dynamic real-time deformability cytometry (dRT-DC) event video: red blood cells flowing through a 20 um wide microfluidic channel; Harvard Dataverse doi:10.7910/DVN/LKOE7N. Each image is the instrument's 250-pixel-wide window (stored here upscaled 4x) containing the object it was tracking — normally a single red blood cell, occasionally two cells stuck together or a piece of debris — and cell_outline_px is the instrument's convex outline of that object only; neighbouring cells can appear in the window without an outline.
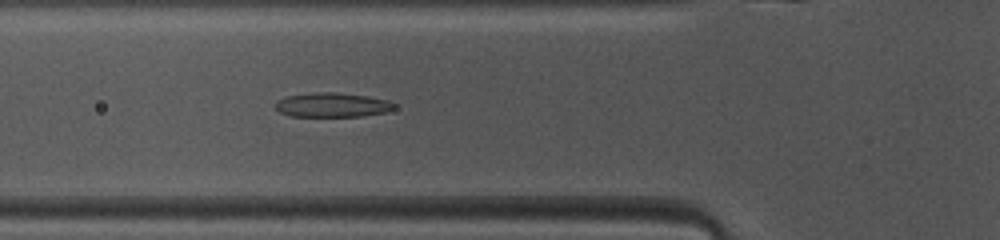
{"species": "common noctule bat (a hibernating species)", "species_latin": "Nyctalus noctula", "temperature_condition": "warm", "stored_images_in_passage": 44, "camera_frame_rate_fps": 3000, "um_per_image_px": 0.085, "animal": {"sex": "female", "body_mass_g": 10.0, "forearm_length_mm": 53.1}, "frame": {"image": 1, "passage_image": 12, "time_ms": 3.667, "image_size_px": [1000, 240], "cell_outline_px": [[396, 108], [384, 112], [364, 116], [288, 116], [280, 112], [276, 108], [276, 100], [284, 96], [316, 92], [336, 92], [368, 96], [388, 100], [396, 104]], "centroid_in_image_um": [28.23, 8.91], "position_along_channel_um": 97.6, "area_um2": 16.99}}
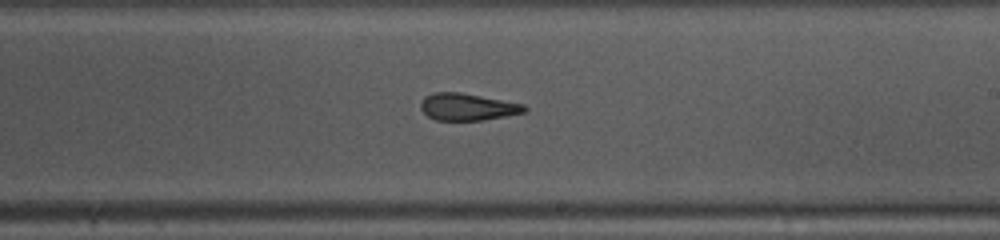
{"frame": {"image": 2, "passage_image": 23, "time_ms": 7.333, "image_size_px": [1000, 240], "cell_outline_px": [[528, 112], [484, 120], [436, 120], [428, 116], [420, 108], [420, 104], [424, 96], [432, 92], [460, 92], [524, 104], [528, 108]], "centroid_in_image_um": [39.75, 9.08], "position_along_channel_um": 249.2, "area_um2": 16.47}}
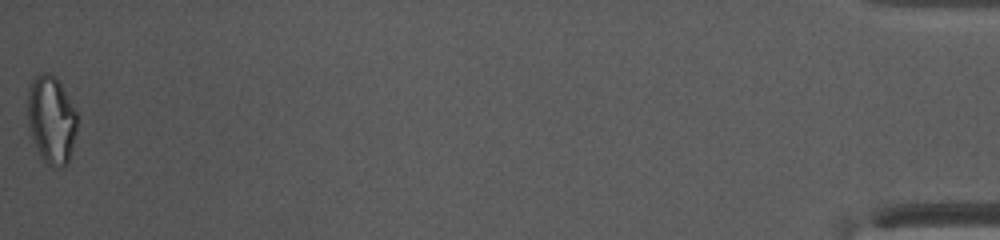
{"frame": {"image": 3, "passage_image": 44, "time_ms": 14.333, "image_size_px": [1000, 240], "cell_outline_px": [[76, 132], [68, 164], [64, 168], [52, 168], [40, 156], [28, 132], [28, 88], [36, 76], [44, 72], [48, 72], [56, 76], [76, 112]], "centroid_in_image_um": [4.35, 10.22], "position_along_channel_um": 430.9, "area_um2": 25.49}, "authors_computed_cell_mechanics": {"area_um2": 17.9469, "velocity_mm_per_s": 4.1167, "shape_relaxation_time_tau1_ms": 7.2785, "shape_relaxation_time_tau2_ms": 1.5394, "deformation_change_tau1": 0.204, "deformation_change_tau2": 0.0807}}